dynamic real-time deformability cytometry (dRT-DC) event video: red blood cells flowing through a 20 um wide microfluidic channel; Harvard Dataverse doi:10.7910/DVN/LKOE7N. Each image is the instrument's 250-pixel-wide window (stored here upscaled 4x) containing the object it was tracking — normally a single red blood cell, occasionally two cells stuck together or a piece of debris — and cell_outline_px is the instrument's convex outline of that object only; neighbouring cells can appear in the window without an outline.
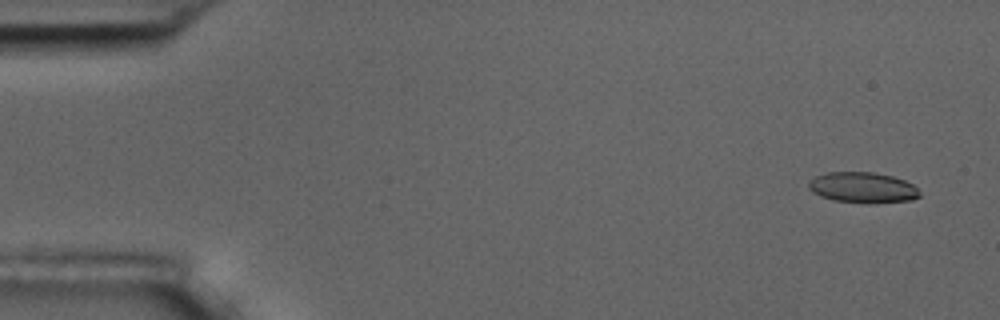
{"species": "common noctule bat (a hibernating species)", "species_latin": "Nyctalus noctula", "temperature_condition": "room temperature", "stored_images_in_passage": 4, "camera_frame_rate_fps": 3000, "um_per_image_px": 0.085, "animal": {"sex": "male", "body_mass_g": 17.5, "forearm_length_mm": 52.3}, "frame": {"image": 1, "passage_image": 1, "time_ms": 0.0, "image_size_px": [1000, 320], "cell_outline_px": [[920, 196], [912, 200], [868, 204], [832, 200], [820, 196], [812, 192], [808, 188], [808, 180], [816, 176], [828, 172], [872, 172], [892, 176], [904, 180], [912, 184], [920, 192]], "centroid_in_image_um": [73.31, 15.95], "position_along_channel_um": 11.7, "area_um2": 20.06}}
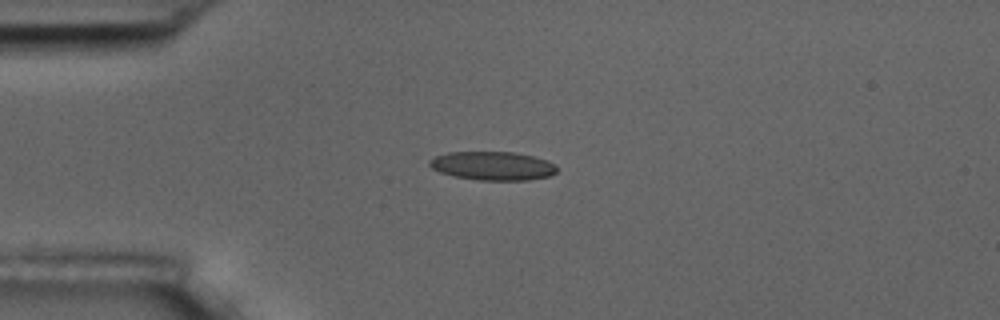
{"frame": {"image": 2, "passage_image": 4, "time_ms": 3.667, "image_size_px": [1000, 320], "cell_outline_px": [[556, 172], [552, 176], [528, 180], [480, 180], [452, 176], [440, 172], [432, 168], [428, 164], [428, 160], [436, 156], [448, 152], [512, 152], [532, 156], [548, 160], [556, 164]], "centroid_in_image_um": [41.89, 14.1], "position_along_channel_um": 43.1, "area_um2": 21.39}}